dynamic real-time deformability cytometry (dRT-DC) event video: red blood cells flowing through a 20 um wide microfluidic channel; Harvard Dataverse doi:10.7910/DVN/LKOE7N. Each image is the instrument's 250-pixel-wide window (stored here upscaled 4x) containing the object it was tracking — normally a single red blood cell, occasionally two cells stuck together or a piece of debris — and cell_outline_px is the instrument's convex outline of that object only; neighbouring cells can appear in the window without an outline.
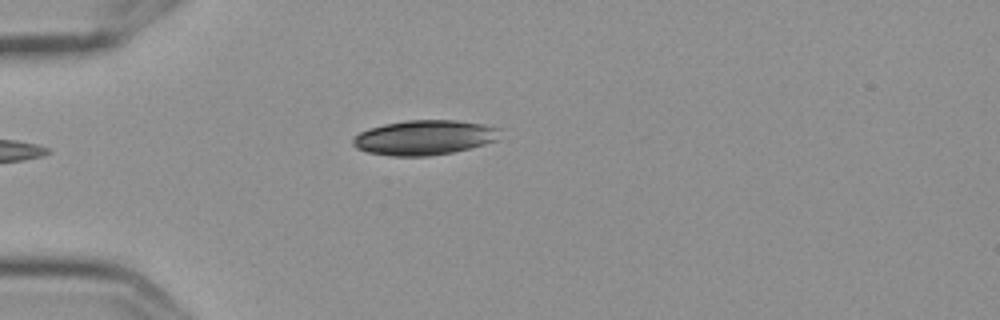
{"species": "Egyptian fruit bat (a non-hibernating species)", "species_latin": "Rousettus aegyptiacus", "temperature_condition": "cold", "stored_images_in_passage": 5, "camera_frame_rate_fps": 3000, "um_per_image_px": 0.085, "frame": {"image": 1, "passage_image": 5, "time_ms": 1.333, "image_size_px": [1000, 320], "cell_outline_px": [[500, 140], [452, 152], [428, 156], [392, 156], [368, 152], [356, 148], [352, 144], [352, 140], [360, 132], [368, 128], [384, 124], [404, 120], [456, 120], [480, 124], [500, 128]], "centroid_in_image_um": [36.07, 11.69], "position_along_channel_um": 48.9, "area_um2": 29.82}}